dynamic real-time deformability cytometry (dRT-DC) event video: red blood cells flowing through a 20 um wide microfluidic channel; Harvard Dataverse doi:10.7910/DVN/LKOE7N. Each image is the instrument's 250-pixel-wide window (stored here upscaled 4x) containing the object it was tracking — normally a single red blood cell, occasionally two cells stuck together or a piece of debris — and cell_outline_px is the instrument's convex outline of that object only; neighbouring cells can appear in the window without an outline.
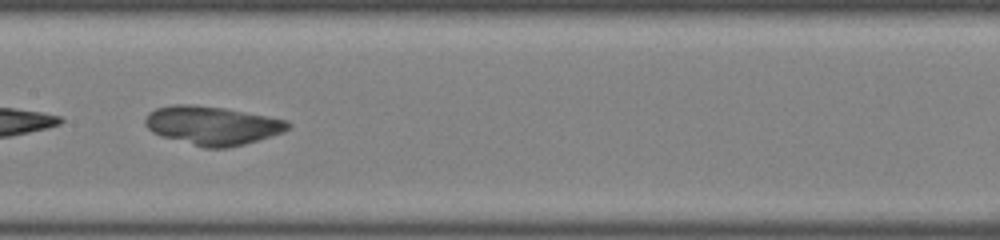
{"species": "common noctule bat (a hibernating species)", "species_latin": "Nyctalus noctula", "temperature_condition": "room temperature", "stored_images_in_passage": 41, "camera_frame_rate_fps": 3000, "um_per_image_px": 0.085, "animal": {"sex": "female", "body_mass_g": 22.0, "forearm_length_mm": 56.7}, "frame": {"image": 1, "passage_image": 36, "time_ms": 11.667, "image_size_px": [1000, 240], "cell_outline_px": [[292, 128], [284, 132], [272, 136], [244, 144], [228, 148], [204, 148], [160, 136], [152, 132], [144, 124], [144, 120], [148, 112], [156, 108], [172, 104], [192, 104], [224, 108], [288, 120], [292, 124]], "centroid_in_image_um": [18.05, 10.67], "position_along_channel_um": 189.4, "area_um2": 32.54}}